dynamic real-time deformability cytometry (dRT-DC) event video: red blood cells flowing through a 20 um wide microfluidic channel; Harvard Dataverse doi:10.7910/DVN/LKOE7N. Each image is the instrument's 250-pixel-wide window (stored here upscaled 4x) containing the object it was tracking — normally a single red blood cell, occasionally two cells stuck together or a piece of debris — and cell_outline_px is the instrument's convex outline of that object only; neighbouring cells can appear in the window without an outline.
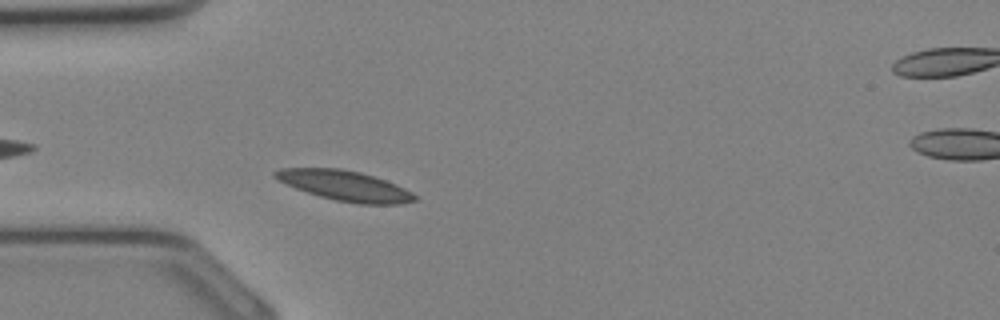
{"species": "Egyptian fruit bat (a non-hibernating species)", "species_latin": "Rousettus aegyptiacus", "temperature_condition": "cold", "stored_images_in_passage": 30, "camera_frame_rate_fps": 3000, "um_per_image_px": 0.085, "animal": {"sex": "female"}, "frame": {"image": 1, "passage_image": 5, "time_ms": 1.333, "image_size_px": [1000, 320], "cell_outline_px": [[416, 200], [400, 204], [360, 204], [336, 200], [320, 196], [296, 188], [272, 176], [272, 172], [280, 168], [340, 168], [360, 172], [396, 184], [412, 192], [416, 196]], "centroid_in_image_um": [29.32, 15.78], "position_along_channel_um": 55.7, "area_um2": 24.22}}
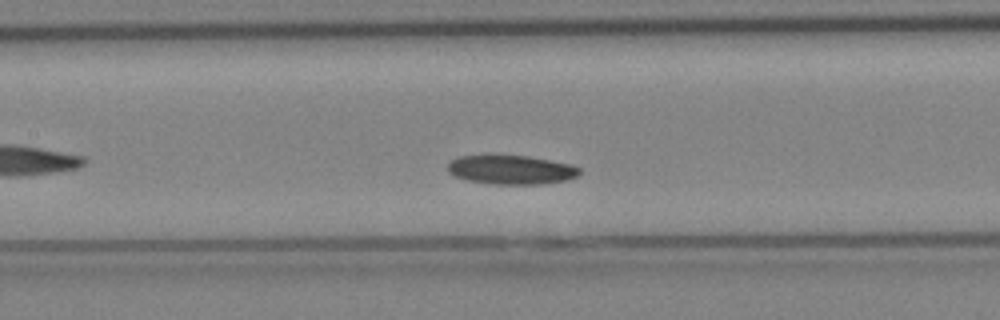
{"frame": {"image": 2, "passage_image": 11, "time_ms": 3.333, "image_size_px": [1000, 320], "cell_outline_px": [[580, 172], [576, 176], [564, 180], [544, 184], [492, 184], [468, 180], [456, 176], [448, 172], [448, 164], [452, 160], [460, 156], [492, 152], [528, 156], [572, 164], [580, 168]], "centroid_in_image_um": [43.4, 14.38], "position_along_channel_um": 164.0, "area_um2": 23.0}}
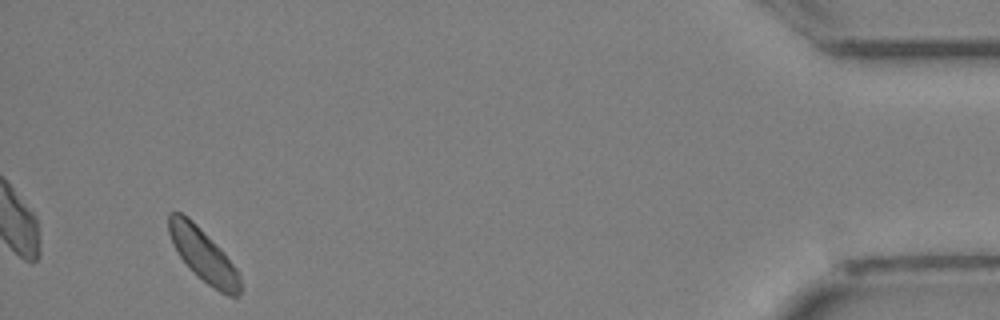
{"frame": {"image": 3, "passage_image": 28, "time_ms": 9.0, "image_size_px": [1000, 320], "cell_outline_px": [[240, 292], [236, 296], [228, 296], [220, 292], [208, 284], [180, 256], [168, 232], [168, 212], [180, 212], [188, 216], [224, 252], [236, 268], [240, 276]], "centroid_in_image_um": [17.29, 21.64], "position_along_channel_um": 417.9, "area_um2": 21.33}}